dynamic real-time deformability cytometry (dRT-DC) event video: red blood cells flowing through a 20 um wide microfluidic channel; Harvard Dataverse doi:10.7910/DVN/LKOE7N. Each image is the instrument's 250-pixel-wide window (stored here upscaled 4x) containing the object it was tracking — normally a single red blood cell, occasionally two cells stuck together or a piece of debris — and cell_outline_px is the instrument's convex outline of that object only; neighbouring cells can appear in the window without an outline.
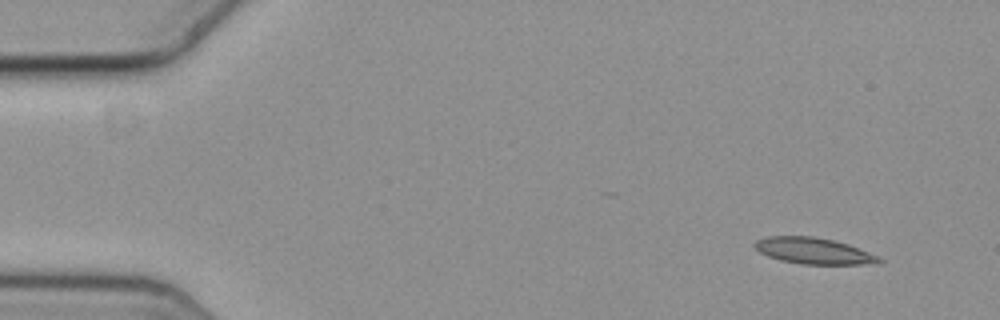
{"species": "common noctule bat (a hibernating species)", "species_latin": "Nyctalus noctula", "temperature_condition": "cold", "stored_images_in_passage": 11, "camera_frame_rate_fps": 3000, "um_per_image_px": 0.085, "animal": {"sex": "female", "body_mass_g": 19.3, "forearm_length_mm": 54.1}, "frame": {"image": 1, "passage_image": 1, "time_ms": 0.0, "image_size_px": [1000, 320], "cell_outline_px": [[884, 260], [880, 264], [800, 264], [780, 260], [768, 256], [760, 252], [752, 244], [756, 240], [764, 236], [812, 236], [832, 240], [848, 244], [880, 256]], "centroid_in_image_um": [69.18, 21.33], "position_along_channel_um": 15.8, "area_um2": 19.19}}